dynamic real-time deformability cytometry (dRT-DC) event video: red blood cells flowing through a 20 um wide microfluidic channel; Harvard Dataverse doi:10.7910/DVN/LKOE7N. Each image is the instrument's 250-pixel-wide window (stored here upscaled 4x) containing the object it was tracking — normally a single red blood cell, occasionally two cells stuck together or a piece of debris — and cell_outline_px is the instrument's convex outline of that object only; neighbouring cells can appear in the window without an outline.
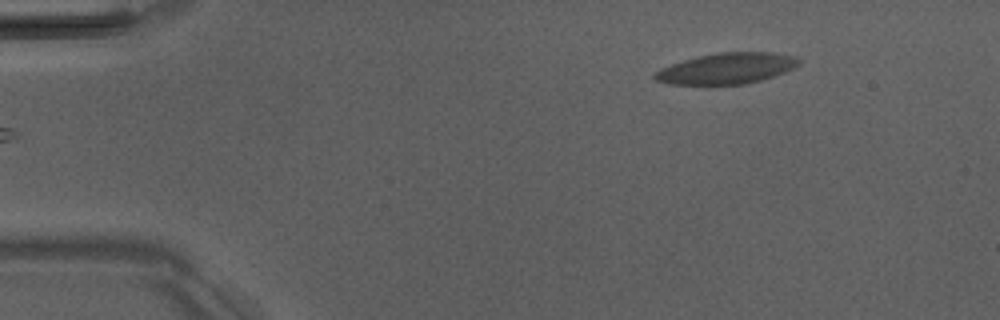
{"species": "Egyptian fruit bat (a non-hibernating species)", "species_latin": "Rousettus aegyptiacus", "temperature_condition": "room temperature", "stored_images_in_passage": 3, "camera_frame_rate_fps": 3000, "um_per_image_px": 0.085, "animal": {"sex": "male"}, "frame": {"image": 1, "passage_image": 3, "time_ms": 2.333, "image_size_px": [1000, 320], "cell_outline_px": [[800, 64], [784, 72], [760, 80], [744, 84], [668, 84], [656, 80], [652, 76], [660, 68], [684, 60], [700, 56], [720, 52], [772, 52], [796, 56], [800, 60]], "centroid_in_image_um": [61.77, 5.81], "position_along_channel_um": 23.2, "area_um2": 25.66}}